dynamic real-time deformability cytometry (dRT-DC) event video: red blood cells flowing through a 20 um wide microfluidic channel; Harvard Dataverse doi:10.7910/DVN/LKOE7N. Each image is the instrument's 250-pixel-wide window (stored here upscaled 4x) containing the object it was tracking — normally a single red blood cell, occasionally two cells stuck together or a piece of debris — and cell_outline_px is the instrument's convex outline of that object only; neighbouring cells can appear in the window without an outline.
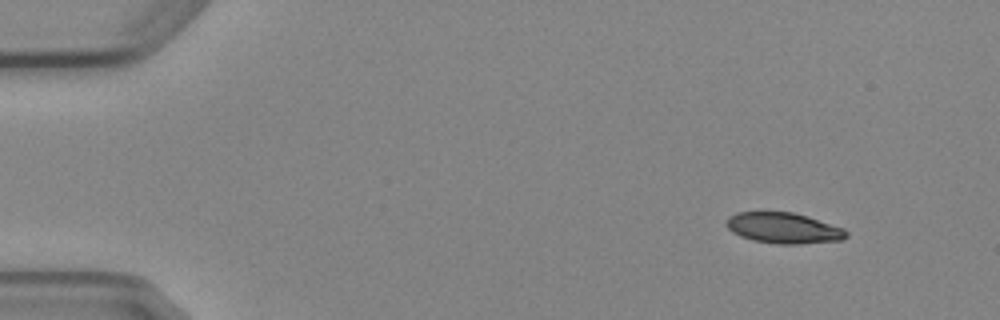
{"species": "Egyptian fruit bat (a non-hibernating species)", "species_latin": "Rousettus aegyptiacus", "temperature_condition": "cold", "stored_images_in_passage": 4, "camera_frame_rate_fps": 3000, "um_per_image_px": 0.085, "animal": {"sex": "female"}, "frame": {"image": 1, "passage_image": 1, "time_ms": 0.0, "image_size_px": [1000, 320], "cell_outline_px": [[848, 236], [840, 240], [800, 244], [776, 244], [752, 240], [740, 236], [732, 232], [724, 224], [724, 220], [728, 216], [736, 212], [792, 212], [808, 216], [844, 228], [848, 232]], "centroid_in_image_um": [66.57, 19.38], "position_along_channel_um": 18.4, "area_um2": 21.73}}
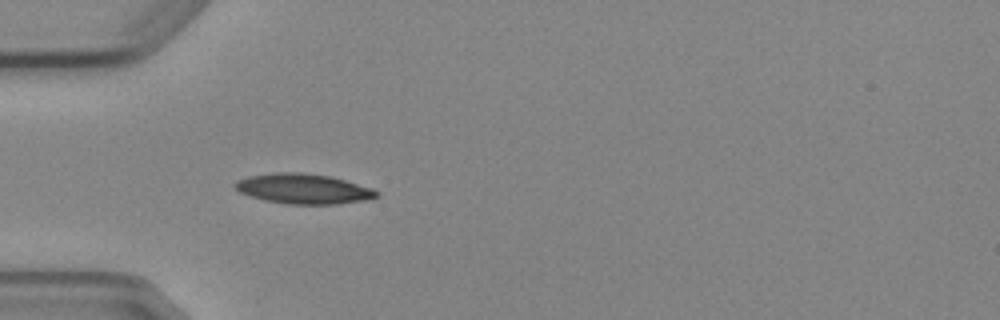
{"frame": {"image": 2, "passage_image": 4, "time_ms": 3.667, "image_size_px": [1000, 320], "cell_outline_px": [[380, 196], [364, 200], [336, 204], [288, 204], [268, 200], [252, 196], [240, 192], [232, 184], [236, 180], [248, 176], [276, 172], [300, 172], [328, 176], [344, 180], [372, 188], [380, 192]], "centroid_in_image_um": [25.79, 16.04], "position_along_channel_um": 59.2, "area_um2": 24.57}}